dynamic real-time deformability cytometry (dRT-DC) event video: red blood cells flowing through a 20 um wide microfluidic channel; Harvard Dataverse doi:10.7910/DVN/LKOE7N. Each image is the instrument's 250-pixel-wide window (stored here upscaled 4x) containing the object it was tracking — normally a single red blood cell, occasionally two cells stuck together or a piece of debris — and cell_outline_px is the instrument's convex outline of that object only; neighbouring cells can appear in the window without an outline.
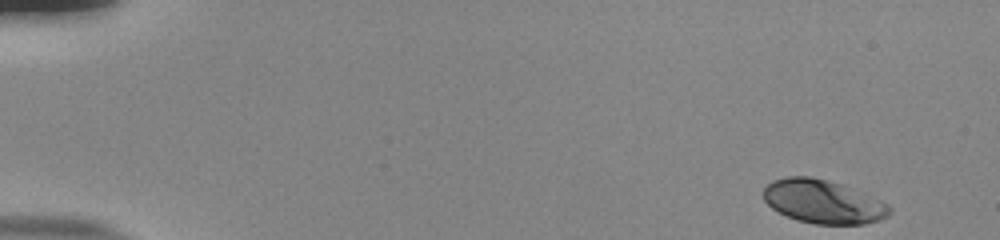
{"species": "human", "species_latin": "Homo sapiens", "temperature_condition": "room temperature", "stored_images_in_passage": 52, "camera_frame_rate_fps": 3000, "um_per_image_px": 0.085, "donor": {"sex": "male"}, "frame": {"image": 1, "passage_image": 1, "time_ms": 0.0, "image_size_px": [1000, 240], "cell_outline_px": [[892, 212], [888, 216], [880, 220], [864, 224], [816, 224], [796, 220], [772, 208], [764, 200], [764, 188], [772, 180], [788, 176], [812, 176], [840, 184], [880, 200], [888, 204], [892, 208]], "centroid_in_image_um": [69.97, 17.15], "position_along_channel_um": 15.0, "area_um2": 31.85}}
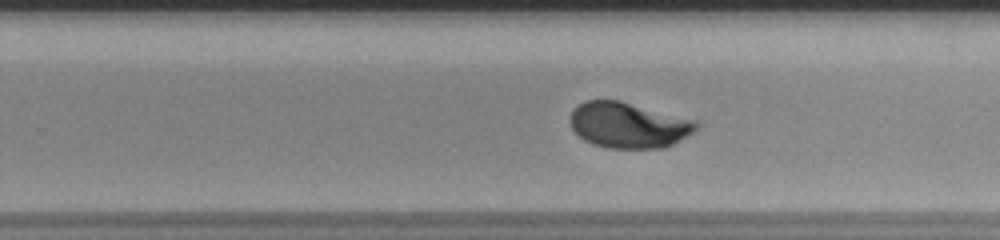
{"frame": {"image": 2, "passage_image": 33, "time_ms": 10.667, "image_size_px": [1000, 240], "cell_outline_px": [[700, 128], [672, 144], [664, 148], [608, 148], [592, 144], [584, 140], [572, 128], [568, 120], [572, 112], [584, 100], [620, 100], [696, 120], [700, 124]], "centroid_in_image_um": [53.43, 10.63], "position_along_channel_um": 276.4, "area_um2": 33.64}}
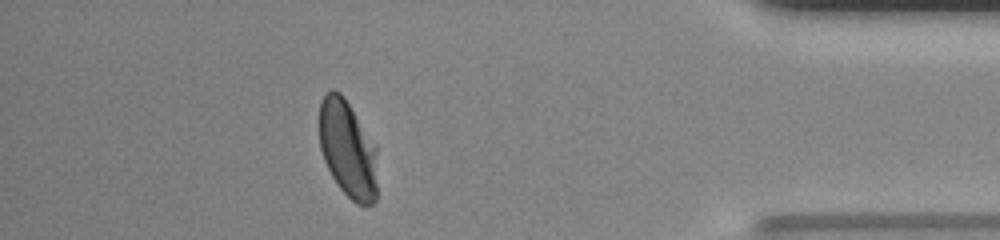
{"frame": {"image": 3, "passage_image": 46, "time_ms": 15.0, "image_size_px": [1000, 240], "cell_outline_px": [[376, 200], [372, 204], [356, 204], [340, 188], [332, 176], [324, 160], [320, 148], [320, 100], [324, 92], [332, 88], [340, 92], [344, 96], [376, 144]], "centroid_in_image_um": [29.55, 12.62], "position_along_channel_um": 405.6, "area_um2": 33.12}, "authors_computed_cell_mechanics": {"area_um2": 33.5529, "velocity_mm_per_s": 3.8136, "shape_relaxation_time_tau1_ms": 2.9454, "shape_relaxation_time_tau2_ms": null, "deformation_change_tau1": 0.1497, "deformation_change_tau2": null}}